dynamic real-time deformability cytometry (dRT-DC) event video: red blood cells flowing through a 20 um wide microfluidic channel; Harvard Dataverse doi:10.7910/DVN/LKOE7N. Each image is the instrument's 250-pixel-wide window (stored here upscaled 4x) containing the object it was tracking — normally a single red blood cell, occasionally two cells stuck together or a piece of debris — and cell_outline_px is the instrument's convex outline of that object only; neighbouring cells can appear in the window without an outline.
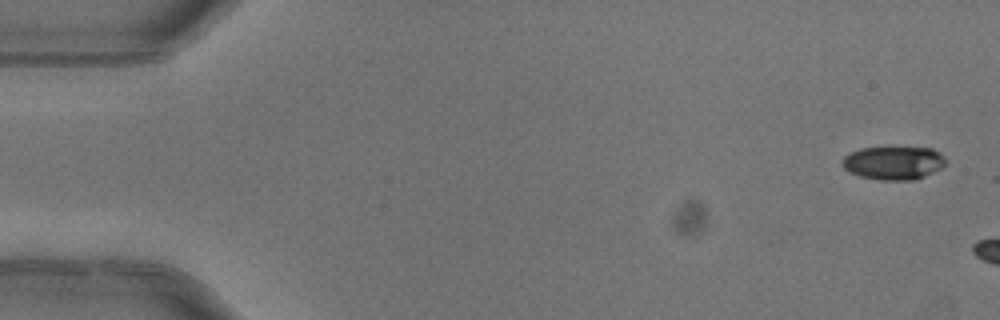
{"species": "common noctule bat (a hibernating species)", "species_latin": "Nyctalus noctula", "temperature_condition": "warm", "stored_images_in_passage": 2, "camera_frame_rate_fps": 3000, "um_per_image_px": 0.085, "animal": {"sex": "female"}, "frame": {"image": 1, "passage_image": 1, "time_ms": 0.0, "image_size_px": [1000, 320], "cell_outline_px": [[948, 160], [940, 168], [916, 180], [880, 180], [860, 176], [848, 172], [840, 164], [844, 156], [860, 148], [932, 148], [944, 156]], "centroid_in_image_um": [75.93, 13.85], "position_along_channel_um": 9.1, "area_um2": 20.06}}